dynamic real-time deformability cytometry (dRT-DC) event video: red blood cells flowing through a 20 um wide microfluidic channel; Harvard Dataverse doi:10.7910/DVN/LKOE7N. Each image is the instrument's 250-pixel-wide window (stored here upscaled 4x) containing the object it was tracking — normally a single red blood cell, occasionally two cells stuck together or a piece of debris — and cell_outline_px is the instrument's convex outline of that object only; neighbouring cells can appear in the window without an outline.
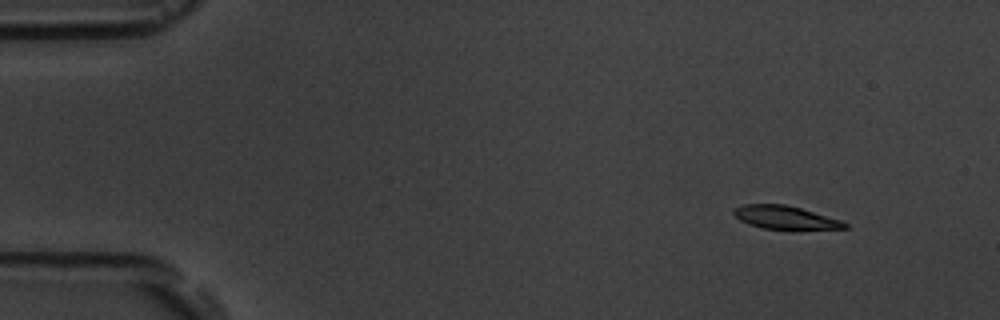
{"species": "common noctule bat (a hibernating species)", "species_latin": "Nyctalus noctula", "temperature_condition": "room temperature", "stored_images_in_passage": 6, "camera_frame_rate_fps": 3000, "um_per_image_px": 0.085, "animal": {"sex": "male", "body_mass_g": 19.5, "forearm_length_mm": 54.6}, "frame": {"image": 1, "passage_image": 1, "time_ms": 0.0, "image_size_px": [1000, 320], "cell_outline_px": [[848, 228], [792, 232], [764, 228], [748, 224], [740, 220], [732, 212], [736, 208], [744, 204], [784, 204], [800, 208], [840, 220], [848, 224]], "centroid_in_image_um": [66.8, 18.54], "position_along_channel_um": 18.2, "area_um2": 15.61}}
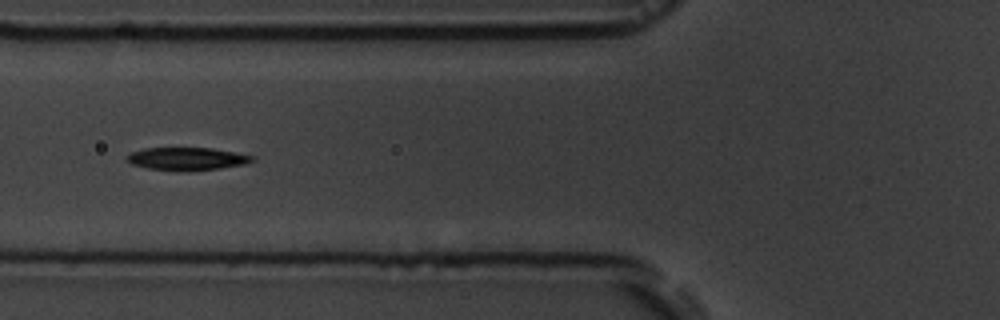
{"frame": {"image": 2, "passage_image": 5, "time_ms": 5.333, "image_size_px": [1000, 320], "cell_outline_px": [[256, 160], [244, 164], [220, 168], [188, 172], [148, 168], [132, 164], [124, 160], [124, 156], [132, 152], [144, 148], [212, 148], [256, 156]], "centroid_in_image_um": [15.88, 13.5], "position_along_channel_um": 109.9, "area_um2": 16.88}}
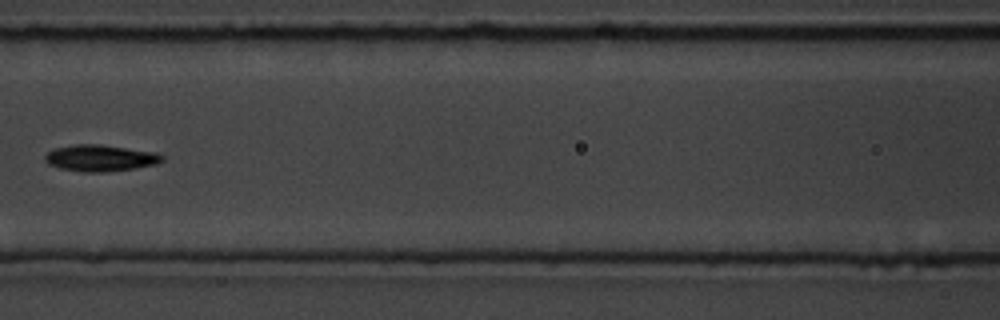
{"frame": {"image": 3, "passage_image": 6, "time_ms": 6.667, "image_size_px": [1000, 320], "cell_outline_px": [[164, 160], [156, 164], [136, 168], [104, 172], [84, 172], [60, 168], [48, 164], [44, 160], [44, 156], [48, 152], [56, 148], [72, 144], [100, 144], [156, 152], [164, 156]], "centroid_in_image_um": [8.53, 13.43], "position_along_channel_um": 158.1, "area_um2": 18.15}}